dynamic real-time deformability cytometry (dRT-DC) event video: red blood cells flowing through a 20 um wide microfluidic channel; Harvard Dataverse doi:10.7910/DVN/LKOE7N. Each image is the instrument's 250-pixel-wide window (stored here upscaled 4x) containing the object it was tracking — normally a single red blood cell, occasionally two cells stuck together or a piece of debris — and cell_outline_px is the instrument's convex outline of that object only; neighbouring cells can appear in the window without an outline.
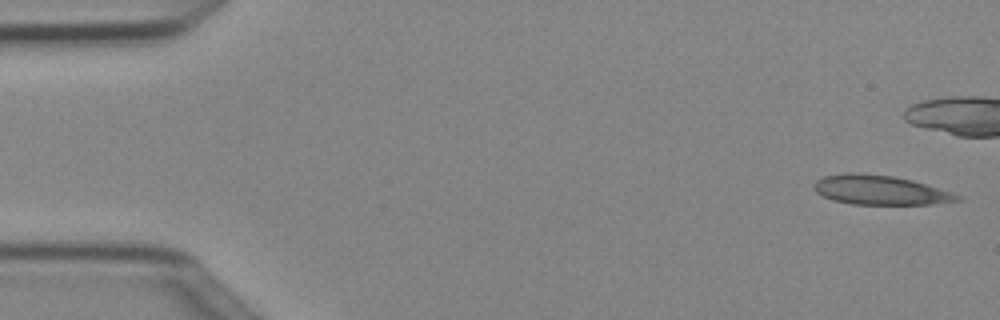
{"species": "Egyptian fruit bat (a non-hibernating species)", "species_latin": "Rousettus aegyptiacus", "temperature_condition": "cold", "stored_images_in_passage": 7, "camera_frame_rate_fps": 3000, "um_per_image_px": 0.085, "animal": {"sex": "female"}, "frame": {"image": 1, "passage_image": 1, "time_ms": 0.0, "image_size_px": [1000, 320], "cell_outline_px": [[964, 200], [932, 204], [852, 204], [832, 200], [816, 192], [812, 188], [812, 184], [816, 180], [824, 176], [844, 172], [848, 172], [892, 176], [912, 180], [952, 192], [960, 196]], "centroid_in_image_um": [74.78, 16.15], "position_along_channel_um": 10.2, "area_um2": 24.57}}